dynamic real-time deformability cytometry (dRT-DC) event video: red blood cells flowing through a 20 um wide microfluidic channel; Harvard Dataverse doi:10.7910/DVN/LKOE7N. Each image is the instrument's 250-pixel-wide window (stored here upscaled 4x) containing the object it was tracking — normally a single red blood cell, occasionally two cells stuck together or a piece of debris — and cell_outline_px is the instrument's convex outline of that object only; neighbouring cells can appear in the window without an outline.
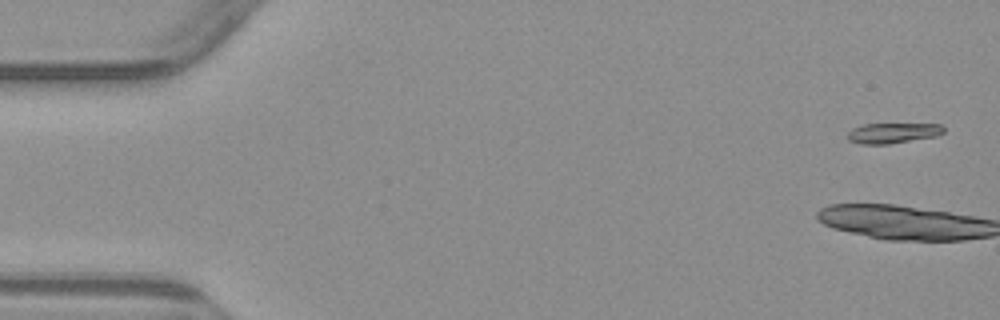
{"species": "common noctule bat (a hibernating species)", "species_latin": "Nyctalus noctula", "temperature_condition": "warm", "stored_images_in_passage": 6, "camera_frame_rate_fps": 3000, "um_per_image_px": 0.085, "animal": {"sex": "male", "body_mass_g": 23.1, "forearm_length_mm": 52.7}, "frame": {"image": 1, "passage_image": 1, "time_ms": 0.0, "image_size_px": [1000, 320], "cell_outline_px": [[944, 132], [936, 136], [888, 144], [860, 144], [848, 140], [848, 132], [852, 128], [864, 124], [940, 124], [944, 128]], "centroid_in_image_um": [75.87, 11.31], "position_along_channel_um": 9.1, "area_um2": 11.33}}
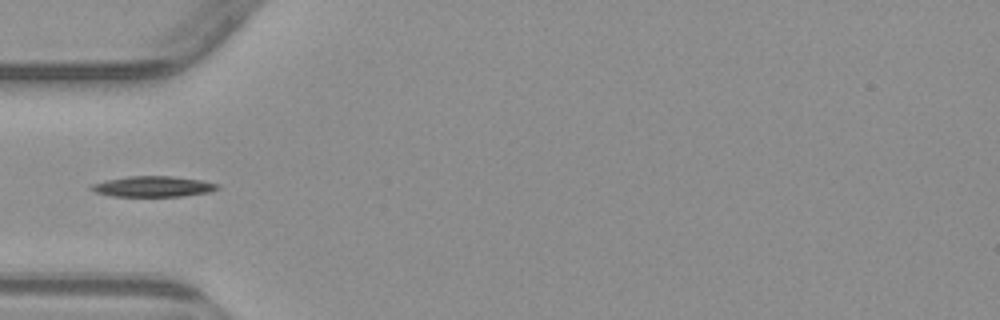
{"frame": {"image": 2, "passage_image": 5, "time_ms": 6.0, "image_size_px": [1000, 320], "cell_outline_px": [[220, 188], [208, 192], [180, 196], [112, 196], [96, 192], [88, 188], [92, 184], [104, 180], [128, 176], [172, 176], [200, 180], [220, 184]], "centroid_in_image_um": [12.99, 15.84], "position_along_channel_um": 72.0, "area_um2": 15.14}}
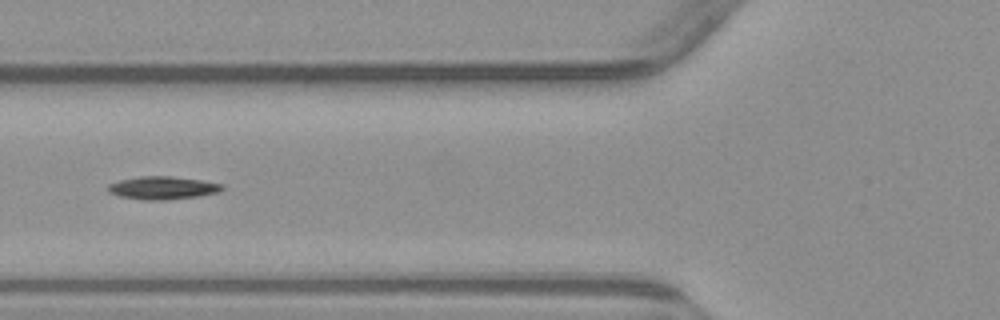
{"frame": {"image": 3, "passage_image": 6, "time_ms": 7.0, "image_size_px": [1000, 320], "cell_outline_px": [[224, 188], [220, 192], [200, 196], [168, 200], [144, 200], [120, 196], [108, 192], [108, 184], [120, 180], [140, 176], [172, 176], [200, 180], [224, 184]], "centroid_in_image_um": [13.86, 15.97], "position_along_channel_um": 111.9, "area_um2": 15.37}}